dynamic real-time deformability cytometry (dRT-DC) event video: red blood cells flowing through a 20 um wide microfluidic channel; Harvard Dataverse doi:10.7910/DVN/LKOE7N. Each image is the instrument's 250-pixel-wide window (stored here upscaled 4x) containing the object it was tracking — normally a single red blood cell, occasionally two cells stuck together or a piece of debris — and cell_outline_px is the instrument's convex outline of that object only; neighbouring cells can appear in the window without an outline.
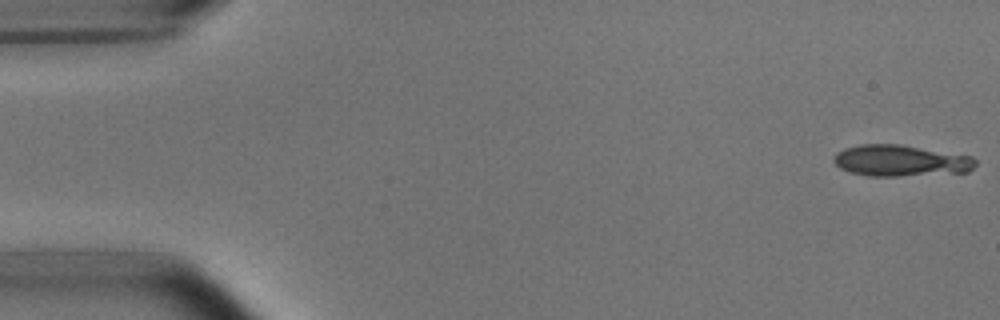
{"species": "common noctule bat (a hibernating species)", "species_latin": "Nyctalus noctula", "temperature_condition": "room temperature", "stored_images_in_passage": 9, "camera_frame_rate_fps": 3000, "um_per_image_px": 0.085, "animal": {"sex": "male", "body_mass_g": 15.6}, "frame": {"image": 1, "passage_image": 1, "time_ms": 0.0, "image_size_px": [1000, 320], "cell_outline_px": [[976, 164], [968, 172], [896, 176], [868, 176], [852, 172], [840, 168], [832, 160], [840, 152], [848, 148], [860, 144], [900, 144], [972, 156], [976, 160]], "centroid_in_image_um": [76.6, 13.66], "position_along_channel_um": 8.4, "area_um2": 25.61}}